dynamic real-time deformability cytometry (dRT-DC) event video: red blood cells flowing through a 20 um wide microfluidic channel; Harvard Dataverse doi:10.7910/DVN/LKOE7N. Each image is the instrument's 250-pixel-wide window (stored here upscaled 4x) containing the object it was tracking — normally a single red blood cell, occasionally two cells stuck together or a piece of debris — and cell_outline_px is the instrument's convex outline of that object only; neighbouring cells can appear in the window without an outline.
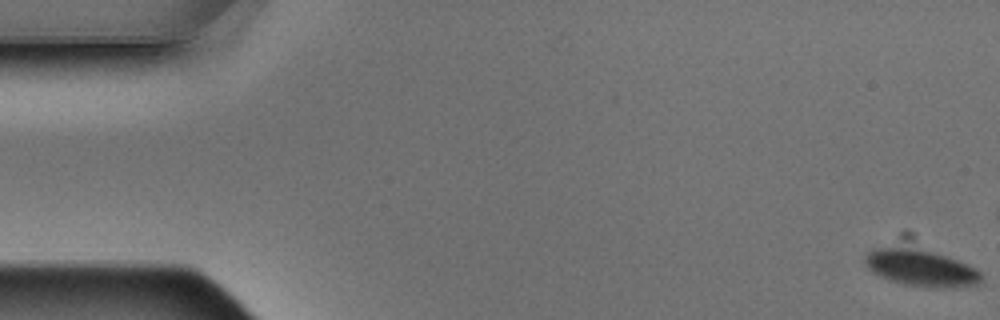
{"species": "Egyptian fruit bat (a non-hibernating species)", "species_latin": "Rousettus aegyptiacus", "temperature_condition": "warm", "stored_images_in_passage": 5, "camera_frame_rate_fps": 3000, "um_per_image_px": 0.085, "animal": {"sex": "male"}, "frame": {"image": 1, "passage_image": 1, "time_ms": 0.0, "image_size_px": [1000, 320], "cell_outline_px": [[980, 284], [952, 288], [936, 288], [904, 284], [880, 276], [868, 268], [864, 264], [864, 256], [868, 252], [876, 248], [900, 248], [932, 252], [956, 260], [976, 268], [980, 272]], "centroid_in_image_um": [78.28, 22.81], "position_along_channel_um": 6.7, "area_um2": 24.16}}
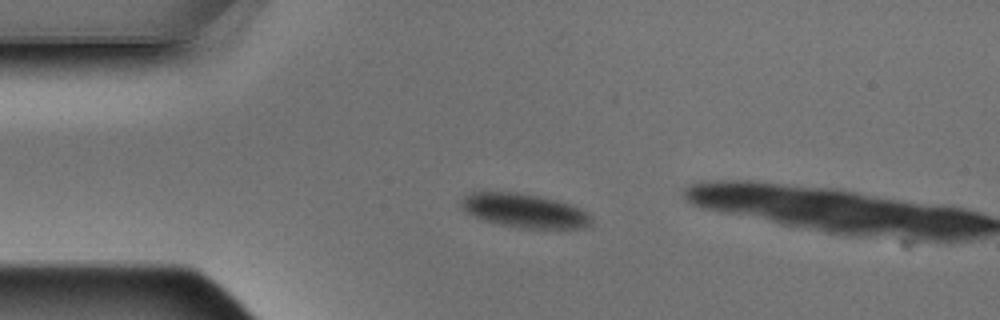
{"frame": {"image": 2, "passage_image": 4, "time_ms": 1.0, "image_size_px": [1000, 320], "cell_outline_px": [[592, 224], [584, 228], [516, 228], [484, 220], [468, 212], [460, 204], [460, 200], [464, 196], [472, 192], [516, 192], [556, 200], [572, 204], [580, 208], [592, 216]], "centroid_in_image_um": [44.62, 17.91], "position_along_channel_um": 40.4, "area_um2": 25.61}}